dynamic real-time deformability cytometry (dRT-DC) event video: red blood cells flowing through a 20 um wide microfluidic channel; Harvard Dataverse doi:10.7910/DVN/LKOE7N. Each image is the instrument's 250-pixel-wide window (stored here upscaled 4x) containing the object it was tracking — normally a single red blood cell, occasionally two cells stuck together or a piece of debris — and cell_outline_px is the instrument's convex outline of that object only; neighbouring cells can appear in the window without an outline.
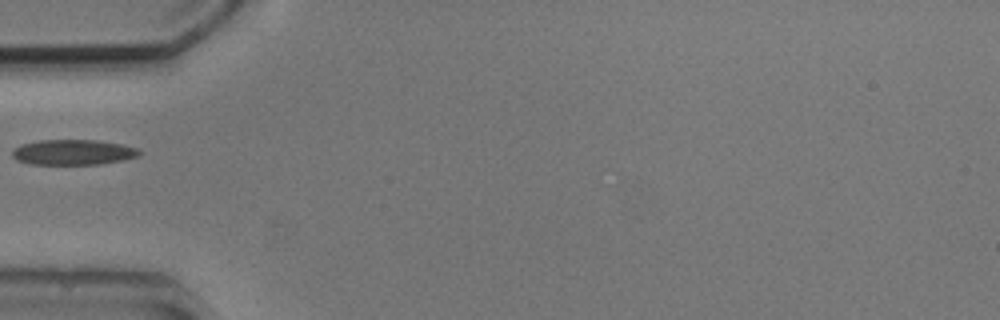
{"species": "common noctule bat (a hibernating species)", "species_latin": "Nyctalus noctula", "temperature_condition": "cold", "stored_images_in_passage": 1, "camera_frame_rate_fps": 3000, "um_per_image_px": 0.085, "animal": {"sex": "male", "body_mass_g": 20.5, "forearm_length_mm": 52.5}, "frame": {"image": 1, "passage_image": 1, "time_ms": 0.0, "image_size_px": [1000, 320], "cell_outline_px": [[144, 152], [136, 156], [124, 160], [100, 164], [28, 164], [16, 160], [12, 156], [12, 152], [20, 144], [40, 140], [96, 140], [120, 144], [140, 148]], "centroid_in_image_um": [6.23, 12.94], "position_along_channel_um": 78.8, "area_um2": 18.84}}